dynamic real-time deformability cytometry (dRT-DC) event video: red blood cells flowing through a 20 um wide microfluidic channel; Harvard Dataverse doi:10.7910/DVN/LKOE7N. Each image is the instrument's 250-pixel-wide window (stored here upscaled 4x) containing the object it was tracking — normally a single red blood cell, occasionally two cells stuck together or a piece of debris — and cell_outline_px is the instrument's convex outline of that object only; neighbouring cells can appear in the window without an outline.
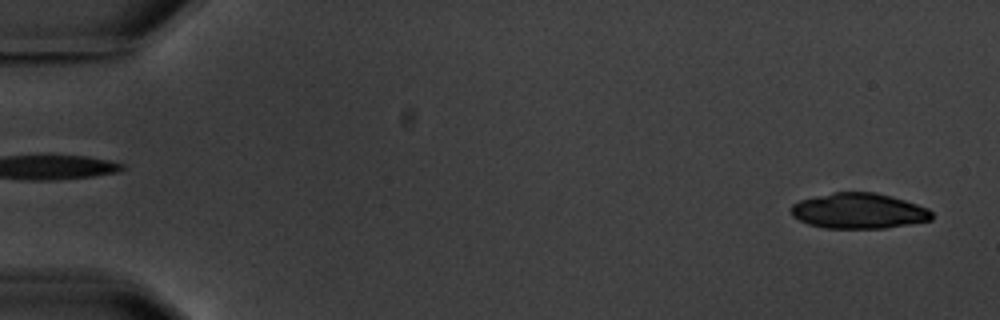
{"species": "common noctule bat (a hibernating species)", "species_latin": "Nyctalus noctula", "temperature_condition": "warm", "stored_images_in_passage": 6, "segment_of_instrument_passage": [2, 2], "camera_frame_rate_fps": 3000, "um_per_image_px": 0.085, "animal": {"sex": "male", "body_mass_g": 20.1, "forearm_length_mm": 53.5}, "frame": {"image": 1, "passage_image": 6, "time_ms": 5.667, "image_size_px": [1000, 320], "cell_outline_px": [[932, 220], [884, 228], [824, 228], [808, 224], [792, 216], [788, 208], [792, 204], [800, 200], [832, 192], [876, 192], [892, 196], [928, 208], [932, 212]], "centroid_in_image_um": [72.96, 17.92], "position_along_channel_um": 12.0, "area_um2": 29.19}}